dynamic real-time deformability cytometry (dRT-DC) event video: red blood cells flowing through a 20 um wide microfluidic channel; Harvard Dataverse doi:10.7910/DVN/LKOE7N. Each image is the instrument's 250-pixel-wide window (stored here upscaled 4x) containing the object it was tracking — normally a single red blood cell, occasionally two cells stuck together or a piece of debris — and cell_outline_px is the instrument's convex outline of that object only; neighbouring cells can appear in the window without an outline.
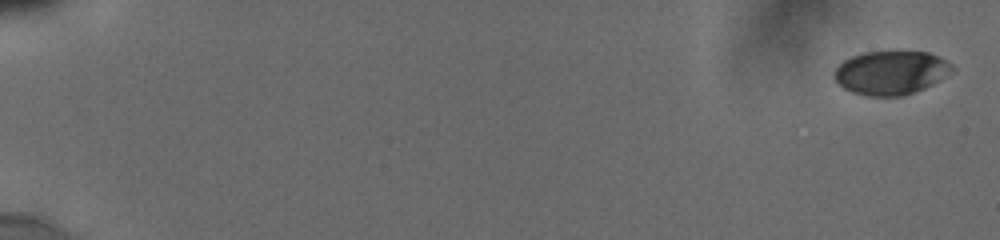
{"species": "human", "species_latin": "Homo sapiens", "temperature_condition": "cold", "stored_images_in_passage": 6, "camera_frame_rate_fps": 3000, "um_per_image_px": 0.085, "donor": {"sex": "male"}, "frame": {"image": 1, "passage_image": 1, "time_ms": 0.0, "image_size_px": [1000, 240], "cell_outline_px": [[952, 68], [940, 80], [924, 88], [900, 96], [868, 96], [852, 92], [844, 88], [832, 76], [832, 72], [844, 60], [852, 56], [864, 52], [928, 52], [940, 56], [952, 64]], "centroid_in_image_um": [75.69, 6.17], "position_along_channel_um": 9.3, "area_um2": 29.77}}